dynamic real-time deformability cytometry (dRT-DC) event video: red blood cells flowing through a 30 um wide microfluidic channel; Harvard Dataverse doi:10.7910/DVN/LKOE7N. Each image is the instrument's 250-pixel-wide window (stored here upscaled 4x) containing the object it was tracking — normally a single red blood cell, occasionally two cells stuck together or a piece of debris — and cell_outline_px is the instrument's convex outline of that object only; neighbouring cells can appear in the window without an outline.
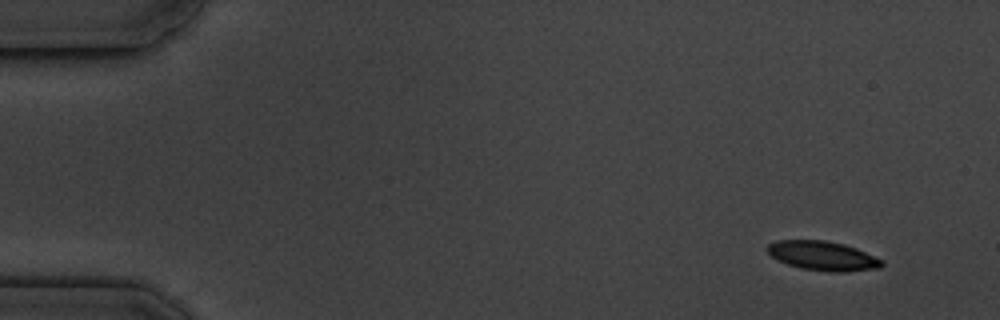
{"species": "common noctule bat (a hibernating species)", "species_latin": "Nyctalus noctula", "temperature_condition": "cold", "stored_images_in_passage": 4, "camera_frame_rate_fps": 3000, "um_per_image_px": 0.085, "animal": {"sex": "male", "body_mass_g": 19.5, "forearm_length_mm": 54.6}, "frame": {"image": 1, "passage_image": 1, "time_ms": 0.0, "image_size_px": [1000, 320], "cell_outline_px": [[884, 264], [880, 268], [844, 272], [828, 272], [800, 268], [788, 264], [772, 256], [768, 252], [768, 244], [776, 240], [824, 240], [844, 244], [856, 248], [884, 260]], "centroid_in_image_um": [69.98, 21.75], "position_along_channel_um": 15.0, "area_um2": 19.54}}
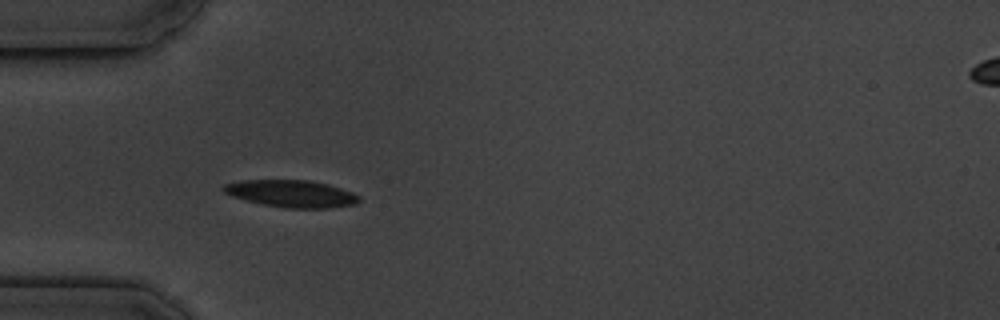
{"frame": {"image": 2, "passage_image": 4, "time_ms": 4.333, "image_size_px": [1000, 320], "cell_outline_px": [[360, 200], [356, 204], [328, 208], [284, 208], [264, 204], [232, 196], [224, 192], [220, 188], [224, 184], [240, 180], [308, 180], [328, 184], [352, 192], [360, 196]], "centroid_in_image_um": [24.77, 16.45], "position_along_channel_um": 60.2, "area_um2": 21.39}}